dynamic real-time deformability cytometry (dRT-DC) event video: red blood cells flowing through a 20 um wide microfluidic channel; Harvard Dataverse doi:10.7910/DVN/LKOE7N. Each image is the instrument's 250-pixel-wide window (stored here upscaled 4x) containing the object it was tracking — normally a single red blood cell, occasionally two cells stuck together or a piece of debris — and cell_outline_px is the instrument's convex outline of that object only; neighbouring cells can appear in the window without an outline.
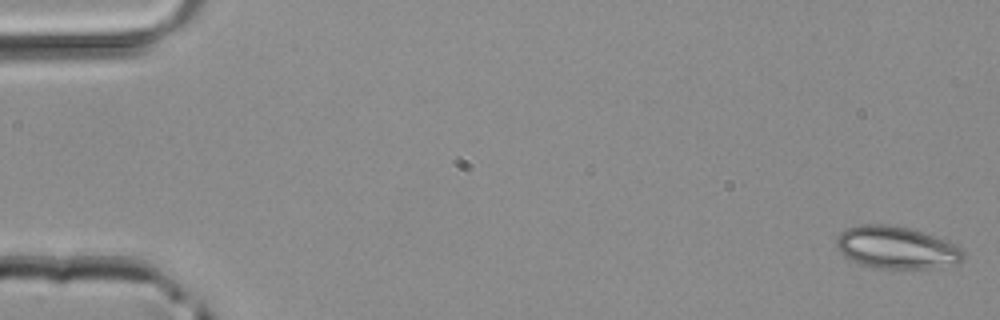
{"species": "common noctule bat (a hibernating species)", "species_latin": "Nyctalus noctula", "temperature_condition": "room temperature", "stored_images_in_passage": 5, "camera_frame_rate_fps": 3000, "um_per_image_px": 0.085, "animal": {"sex": "male", "body_mass_g": 20.4}, "frame": {"image": 1, "passage_image": 1, "time_ms": 0.0, "image_size_px": [1000, 320], "cell_outline_px": [[964, 260], [936, 268], [876, 268], [860, 264], [844, 256], [836, 248], [836, 236], [840, 232], [856, 224], [888, 224], [908, 228], [948, 240], [960, 248], [964, 252]], "centroid_in_image_um": [76.16, 21.03], "position_along_channel_um": 8.8, "area_um2": 31.39}}